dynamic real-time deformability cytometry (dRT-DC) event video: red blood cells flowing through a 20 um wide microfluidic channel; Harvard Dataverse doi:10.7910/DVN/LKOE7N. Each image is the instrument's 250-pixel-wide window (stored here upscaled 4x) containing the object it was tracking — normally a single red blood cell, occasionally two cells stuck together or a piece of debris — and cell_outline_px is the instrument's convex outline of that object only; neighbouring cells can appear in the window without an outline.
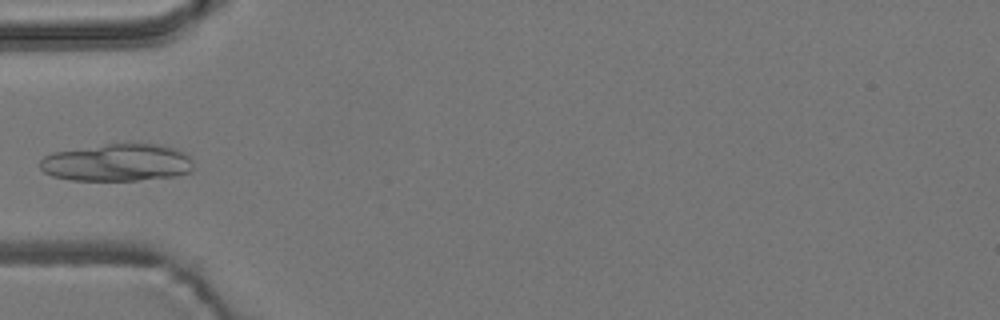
{"species": "common noctule bat (a hibernating species)", "species_latin": "Nyctalus noctula", "temperature_condition": "room temperature", "stored_images_in_passage": 6, "camera_frame_rate_fps": 3000, "um_per_image_px": 0.085, "animal": {"sex": "male", "body_mass_g": 19.2, "forearm_length_mm": 51.8}, "frame": {"image": 1, "passage_image": 5, "time_ms": 5.667, "image_size_px": [1000, 320], "cell_outline_px": [[192, 172], [176, 176], [136, 180], [72, 180], [52, 176], [44, 172], [40, 168], [40, 160], [44, 156], [52, 152], [108, 144], [160, 144], [184, 152], [192, 160]], "centroid_in_image_um": [9.96, 13.83], "position_along_channel_um": 75.0, "area_um2": 33.35}}
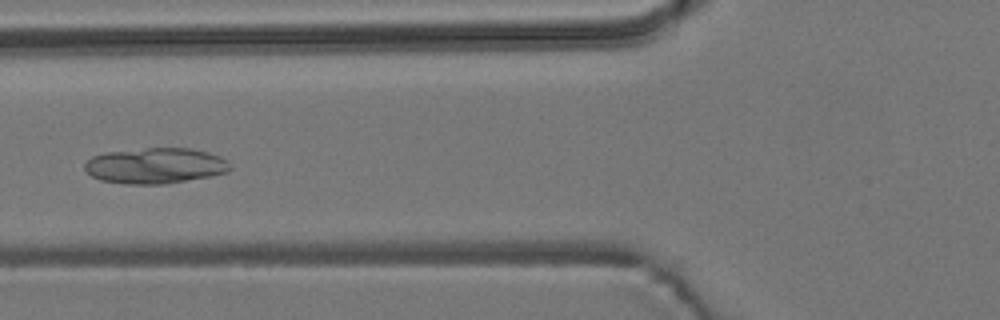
{"frame": {"image": 2, "passage_image": 6, "time_ms": 6.667, "image_size_px": [1000, 320], "cell_outline_px": [[232, 168], [228, 172], [168, 184], [128, 184], [100, 180], [92, 176], [84, 168], [84, 164], [92, 156], [104, 152], [144, 148], [192, 148], [208, 152], [220, 156], [228, 160]], "centroid_in_image_um": [13.22, 14.08], "position_along_channel_um": 112.6, "area_um2": 30.46}}